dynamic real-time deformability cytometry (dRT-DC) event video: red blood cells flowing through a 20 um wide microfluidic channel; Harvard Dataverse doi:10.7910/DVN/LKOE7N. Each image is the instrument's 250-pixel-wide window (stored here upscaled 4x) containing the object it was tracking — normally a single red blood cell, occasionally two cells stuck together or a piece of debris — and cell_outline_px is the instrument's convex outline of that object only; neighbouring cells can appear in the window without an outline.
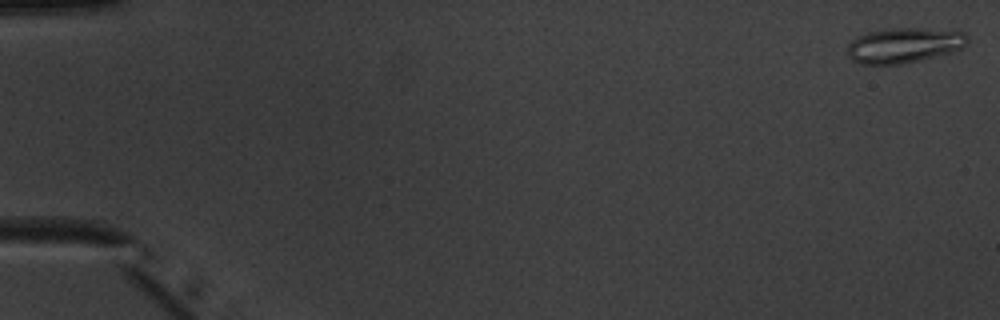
{"species": "common noctule bat (a hibernating species)", "species_latin": "Nyctalus noctula", "temperature_condition": "warm", "stored_images_in_passage": 52, "camera_frame_rate_fps": 3000, "um_per_image_px": 0.085, "animal": {"sex": "male", "body_mass_g": 20.1, "forearm_length_mm": 53.5}, "frame": {"image": 1, "passage_image": 1, "time_ms": 0.0, "image_size_px": [1000, 320], "cell_outline_px": [[968, 44], [964, 48], [952, 52], [900, 64], [860, 64], [852, 60], [848, 56], [848, 44], [856, 36], [868, 32], [896, 28], [920, 28], [964, 32], [968, 36]], "centroid_in_image_um": [76.85, 3.85], "position_along_channel_um": 8.2, "area_um2": 24.51}}
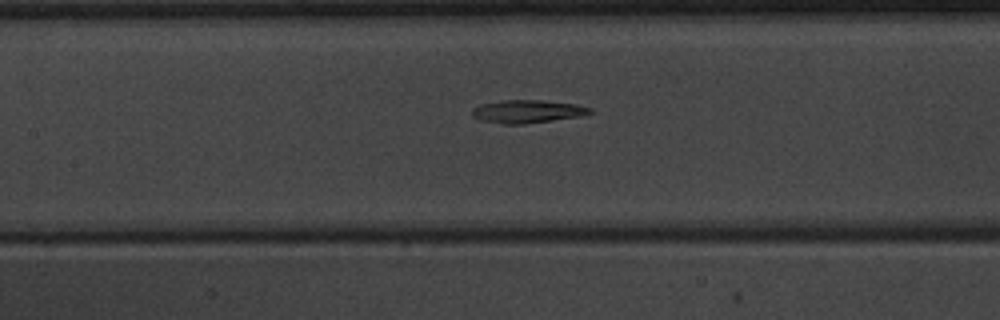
{"frame": {"image": 2, "passage_image": 25, "time_ms": 8.0, "image_size_px": [1000, 320], "cell_outline_px": [[592, 112], [580, 116], [524, 124], [504, 124], [480, 120], [472, 116], [472, 108], [480, 104], [504, 100], [540, 100], [576, 104], [592, 108]], "centroid_in_image_um": [44.8, 9.47], "position_along_channel_um": 162.6, "area_um2": 15.72}}
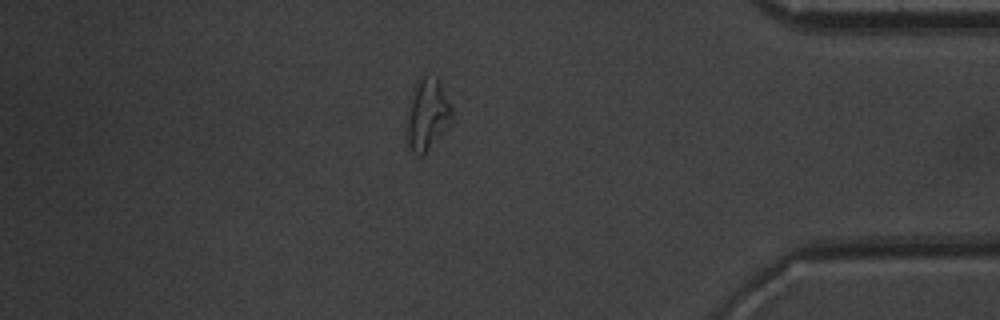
{"frame": {"image": 3, "passage_image": 45, "time_ms": 14.667, "image_size_px": [1000, 320], "cell_outline_px": [[452, 116], [428, 148], [420, 156], [416, 156], [412, 152], [408, 144], [408, 112], [420, 76], [436, 76], [452, 108]], "centroid_in_image_um": [36.31, 9.71], "position_along_channel_um": 398.9, "area_um2": 17.34}}